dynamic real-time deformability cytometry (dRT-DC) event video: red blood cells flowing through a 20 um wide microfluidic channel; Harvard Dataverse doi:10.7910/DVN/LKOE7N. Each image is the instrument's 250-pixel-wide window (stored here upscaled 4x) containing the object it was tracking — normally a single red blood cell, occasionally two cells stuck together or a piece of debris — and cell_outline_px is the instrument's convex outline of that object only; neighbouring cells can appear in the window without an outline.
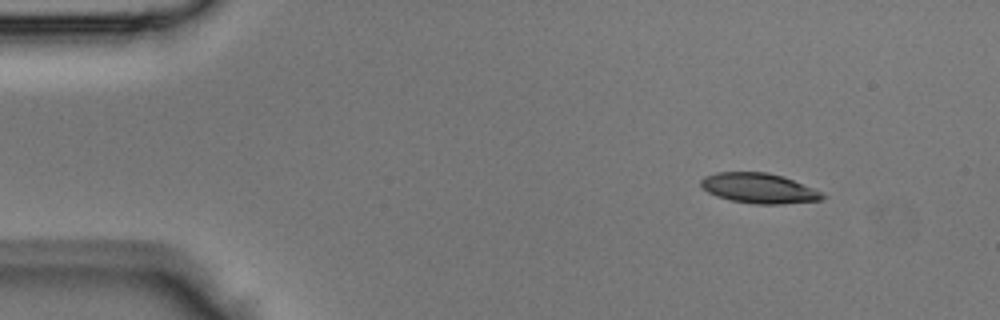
{"species": "Egyptian fruit bat (a non-hibernating species)", "species_latin": "Rousettus aegyptiacus", "temperature_condition": "room temperature", "stored_images_in_passage": 39, "camera_frame_rate_fps": 3000, "um_per_image_px": 0.085, "animal": {"sex": "male"}, "frame": {"image": 1, "passage_image": 1, "time_ms": 0.0, "image_size_px": [1000, 320], "cell_outline_px": [[824, 196], [820, 200], [780, 204], [756, 204], [732, 200], [716, 196], [708, 192], [700, 184], [700, 180], [704, 176], [716, 172], [768, 172], [784, 176], [812, 188], [820, 192]], "centroid_in_image_um": [64.46, 15.99], "position_along_channel_um": 20.5, "area_um2": 21.1}}
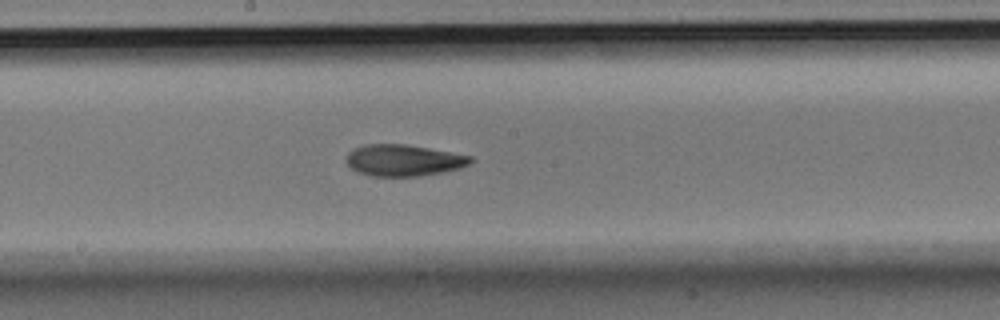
{"frame": {"image": 2, "passage_image": 19, "time_ms": 6.0, "image_size_px": [1000, 320], "cell_outline_px": [[472, 160], [468, 164], [460, 168], [420, 176], [372, 176], [356, 172], [344, 160], [348, 152], [352, 148], [364, 144], [404, 144], [428, 148], [472, 156]], "centroid_in_image_um": [34.23, 13.62], "position_along_channel_um": 214.0, "area_um2": 22.77}}
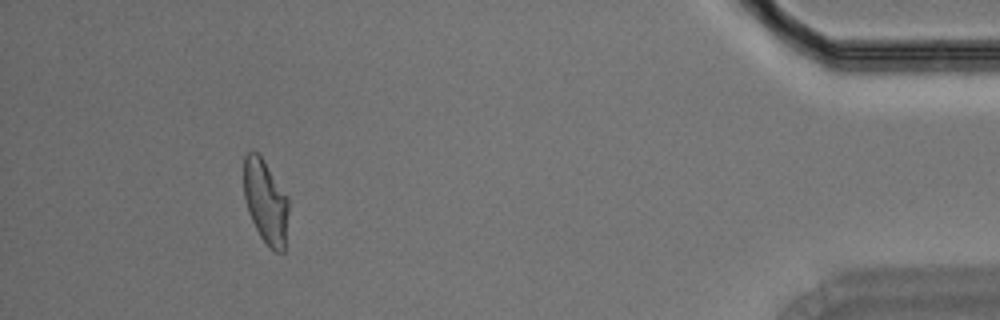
{"frame": {"image": 3, "passage_image": 36, "time_ms": 11.667, "image_size_px": [1000, 320], "cell_outline_px": [[288, 212], [284, 252], [276, 252], [260, 236], [248, 212], [244, 196], [244, 156], [248, 152], [256, 152], [264, 160], [288, 196]], "centroid_in_image_um": [22.58, 17.12], "position_along_channel_um": 412.6, "area_um2": 21.68}}